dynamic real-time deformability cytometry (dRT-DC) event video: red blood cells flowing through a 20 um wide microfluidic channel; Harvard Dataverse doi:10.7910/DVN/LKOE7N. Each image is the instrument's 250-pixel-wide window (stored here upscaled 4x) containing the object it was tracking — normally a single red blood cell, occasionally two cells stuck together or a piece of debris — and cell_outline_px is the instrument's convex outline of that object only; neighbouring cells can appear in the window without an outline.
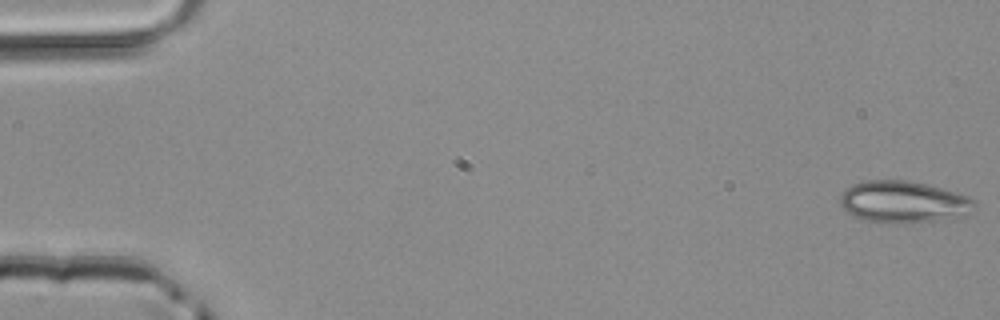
{"species": "common noctule bat (a hibernating species)", "species_latin": "Nyctalus noctula", "temperature_condition": "room temperature", "stored_images_in_passage": 50, "camera_frame_rate_fps": 3000, "um_per_image_px": 0.085, "animal": {"sex": "male", "body_mass_g": 20.4}, "frame": {"image": 1, "passage_image": 1, "time_ms": 0.0, "image_size_px": [1000, 320], "cell_outline_px": [[976, 208], [964, 216], [940, 220], [904, 224], [888, 224], [864, 220], [848, 212], [840, 204], [840, 192], [852, 184], [864, 180], [908, 180], [956, 192], [968, 196], [976, 204]], "centroid_in_image_um": [76.78, 17.18], "position_along_channel_um": 8.2, "area_um2": 33.12}}
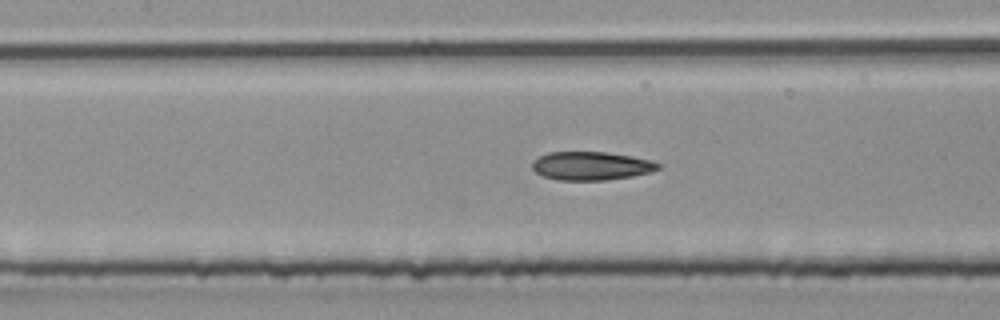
{"frame": {"image": 2, "passage_image": 23, "time_ms": 7.333, "image_size_px": [1000, 320], "cell_outline_px": [[664, 164], [660, 168], [652, 172], [632, 176], [604, 180], [556, 180], [540, 176], [532, 168], [532, 160], [548, 152], [608, 152], [632, 156], [652, 160]], "centroid_in_image_um": [50.27, 14.1], "position_along_channel_um": 157.1, "area_um2": 21.21}}
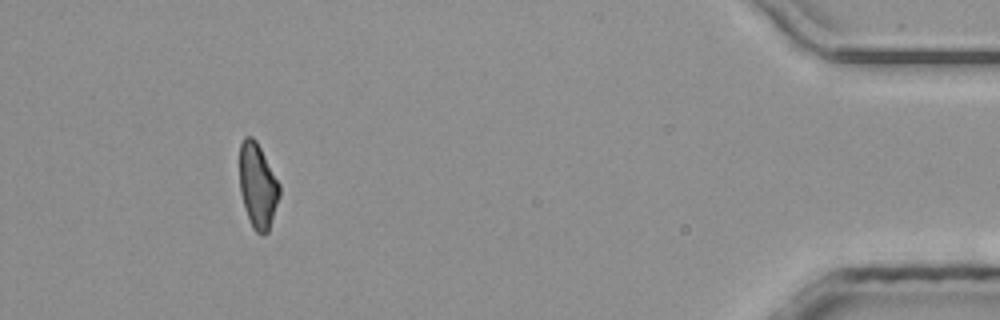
{"frame": {"image": 3, "passage_image": 46, "time_ms": 15.0, "image_size_px": [1000, 320], "cell_outline_px": [[280, 196], [268, 232], [264, 236], [260, 236], [252, 228], [244, 208], [240, 192], [240, 144], [244, 136], [252, 136], [256, 140], [280, 184]], "centroid_in_image_um": [21.91, 15.82], "position_along_channel_um": 413.3, "area_um2": 19.94}}